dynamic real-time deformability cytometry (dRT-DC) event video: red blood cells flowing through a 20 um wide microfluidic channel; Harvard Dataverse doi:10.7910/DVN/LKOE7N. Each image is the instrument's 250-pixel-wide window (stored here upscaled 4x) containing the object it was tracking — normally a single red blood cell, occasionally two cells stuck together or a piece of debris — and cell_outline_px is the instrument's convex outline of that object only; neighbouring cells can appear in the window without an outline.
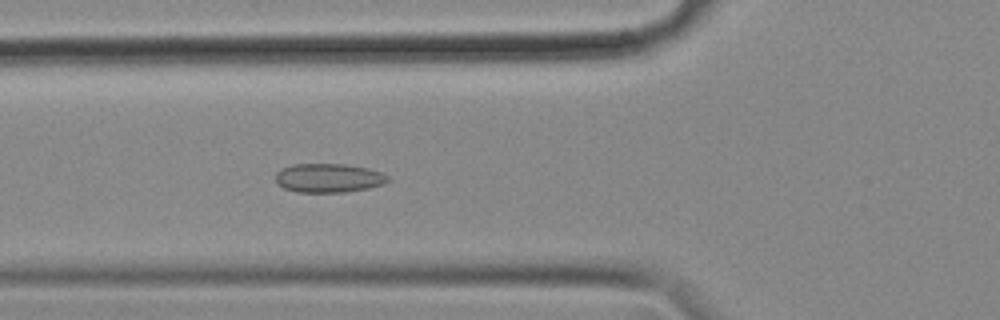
{"species": "common noctule bat (a hibernating species)", "species_latin": "Nyctalus noctula", "temperature_condition": "cold", "stored_images_in_passage": 57, "camera_frame_rate_fps": 3000, "um_per_image_px": 0.085, "animal": {"sex": "female", "body_mass_g": 18.4}, "frame": {"image": 1, "passage_image": 21, "time_ms": 6.667, "image_size_px": [1000, 320], "cell_outline_px": [[388, 180], [384, 184], [368, 188], [344, 192], [296, 192], [284, 188], [276, 184], [276, 172], [292, 164], [344, 164], [368, 168], [380, 172], [388, 176]], "centroid_in_image_um": [27.91, 15.13], "position_along_channel_um": 97.9, "area_um2": 18.9}}
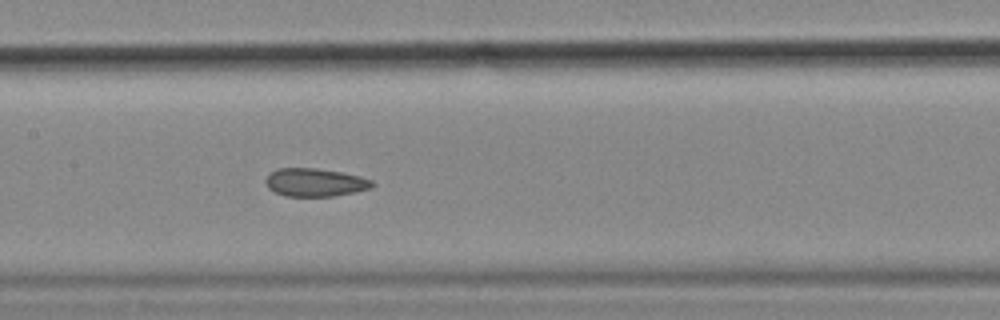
{"frame": {"image": 2, "passage_image": 28, "time_ms": 9.0, "image_size_px": [1000, 320], "cell_outline_px": [[376, 184], [372, 188], [356, 192], [332, 196], [284, 196], [268, 188], [264, 180], [272, 172], [280, 168], [316, 168], [340, 172], [360, 176], [372, 180]], "centroid_in_image_um": [26.81, 15.51], "position_along_channel_um": 180.6, "area_um2": 17.46}}
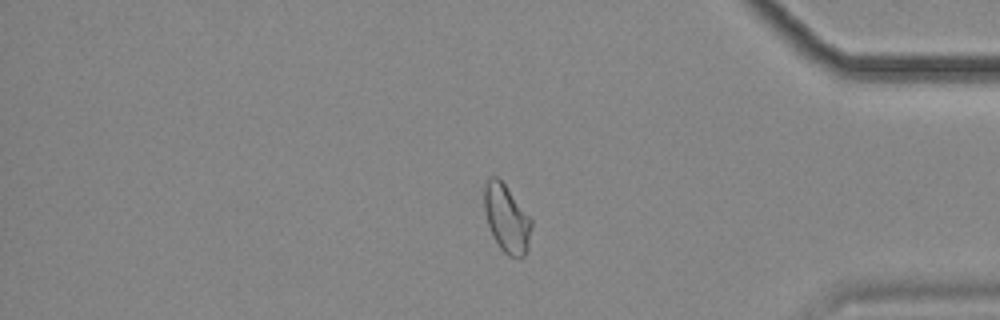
{"frame": {"image": 3, "passage_image": 48, "time_ms": 15.667, "image_size_px": [1000, 320], "cell_outline_px": [[532, 228], [528, 252], [520, 260], [508, 256], [500, 248], [492, 236], [488, 224], [484, 208], [484, 188], [488, 176], [496, 176], [504, 184], [532, 220]], "centroid_in_image_um": [43.08, 18.64], "position_along_channel_um": 392.1, "area_um2": 18.84}, "authors_computed_cell_mechanics": {"area_um2": 18.9006, "velocity_mm_per_s": 3.537, "shape_relaxation_time_tau1_ms": null, "shape_relaxation_time_tau2_ms": 2.4107, "deformation_change_tau1": null, "deformation_change_tau2": 0.0783}}